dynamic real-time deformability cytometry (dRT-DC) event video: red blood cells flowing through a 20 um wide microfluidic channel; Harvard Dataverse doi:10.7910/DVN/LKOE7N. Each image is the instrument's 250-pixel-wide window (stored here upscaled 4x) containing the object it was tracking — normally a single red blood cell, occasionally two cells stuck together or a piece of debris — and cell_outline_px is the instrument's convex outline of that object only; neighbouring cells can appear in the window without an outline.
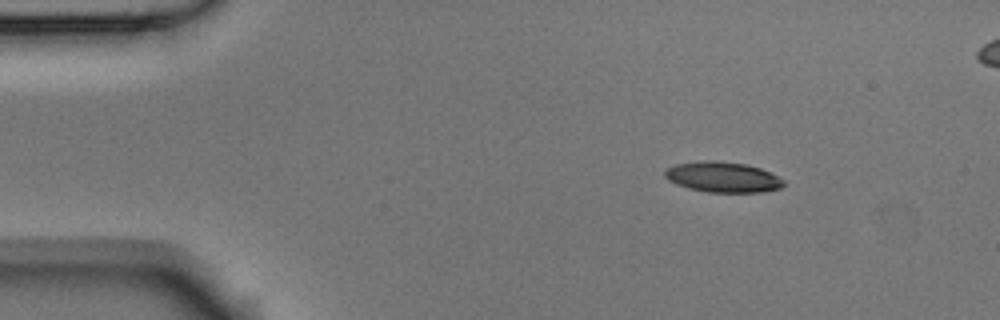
{"species": "Egyptian fruit bat (a non-hibernating species)", "species_latin": "Rousettus aegyptiacus", "temperature_condition": "room temperature", "stored_images_in_passage": 6, "camera_frame_rate_fps": 3000, "um_per_image_px": 0.085, "animal": {"sex": "male"}, "frame": {"image": 1, "passage_image": 3, "time_ms": 0.667, "image_size_px": [1000, 320], "cell_outline_px": [[788, 184], [780, 188], [764, 192], [708, 192], [688, 188], [676, 184], [668, 180], [664, 176], [664, 168], [676, 164], [700, 160], [716, 160], [748, 164], [760, 168], [784, 180]], "centroid_in_image_um": [61.42, 15.04], "position_along_channel_um": 23.6, "area_um2": 21.39}}